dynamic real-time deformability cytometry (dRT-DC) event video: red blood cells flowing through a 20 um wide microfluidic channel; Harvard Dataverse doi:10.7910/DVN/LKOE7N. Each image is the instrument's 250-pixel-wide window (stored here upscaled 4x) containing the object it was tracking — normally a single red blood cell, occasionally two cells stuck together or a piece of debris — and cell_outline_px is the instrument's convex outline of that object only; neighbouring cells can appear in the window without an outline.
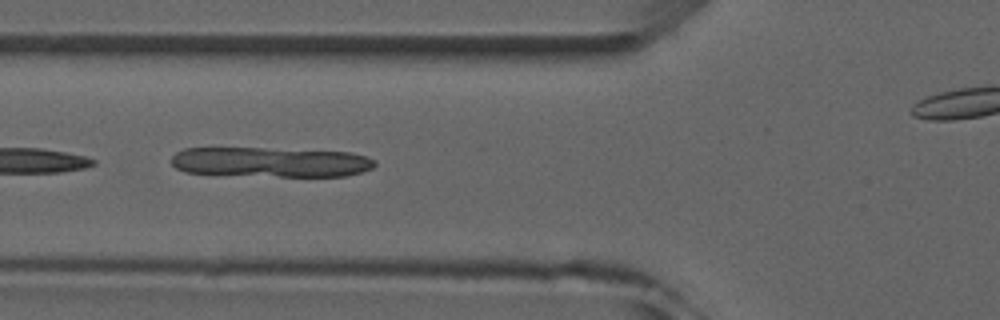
{"species": "common noctule bat (a hibernating species)", "species_latin": "Nyctalus noctula", "temperature_condition": "room temperature", "stored_images_in_passage": 9, "camera_frame_rate_fps": 3000, "um_per_image_px": 0.085, "animal": {"sex": "male", "forearm_length_mm": 52.5}, "frame": {"image": 1, "passage_image": 6, "time_ms": 5.667, "image_size_px": [1000, 320], "cell_outline_px": [[376, 164], [372, 168], [360, 172], [344, 176], [280, 176], [184, 172], [176, 168], [172, 164], [172, 156], [176, 152], [184, 148], [264, 148], [348, 152], [364, 156], [376, 160]], "centroid_in_image_um": [22.99, 13.77], "position_along_channel_um": 102.8, "area_um2": 35.14}}